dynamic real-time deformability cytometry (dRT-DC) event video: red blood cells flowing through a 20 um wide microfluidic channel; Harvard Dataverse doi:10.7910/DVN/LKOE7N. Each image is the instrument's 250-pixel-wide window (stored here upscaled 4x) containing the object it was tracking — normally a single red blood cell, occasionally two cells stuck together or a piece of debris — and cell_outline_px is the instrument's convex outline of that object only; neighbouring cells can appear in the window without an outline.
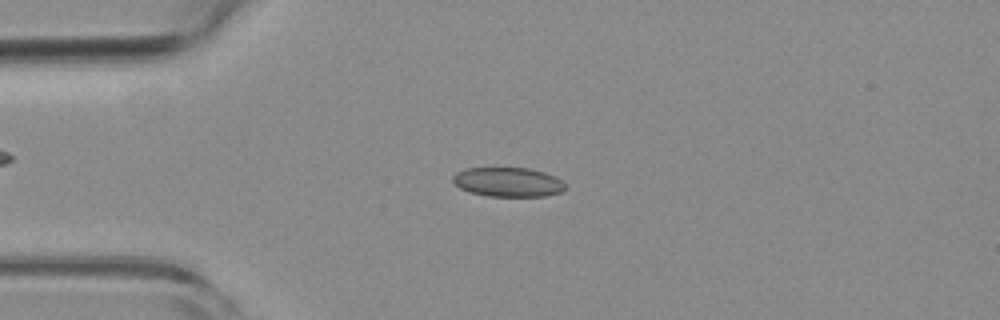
{"species": "common noctule bat (a hibernating species)", "species_latin": "Nyctalus noctula", "temperature_condition": "room temperature", "stored_images_in_passage": 15, "camera_frame_rate_fps": 3000, "um_per_image_px": 0.085, "animal": {"sex": "female", "body_mass_g": 19.3, "forearm_length_mm": 54.1}, "frame": {"image": 1, "passage_image": 1, "time_ms": 0.0, "image_size_px": [1000, 320], "cell_outline_px": [[568, 188], [560, 192], [544, 196], [488, 196], [468, 192], [460, 188], [452, 180], [452, 176], [456, 172], [464, 168], [492, 164], [528, 168], [544, 172], [556, 176]], "centroid_in_image_um": [43.12, 15.41], "position_along_channel_um": 41.9, "area_um2": 20.23}}
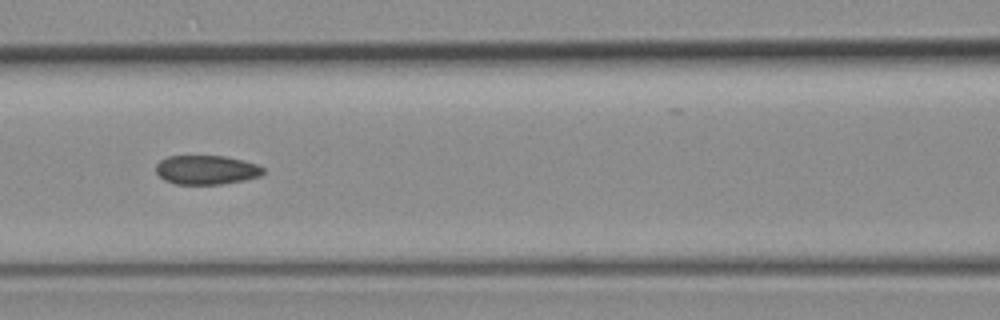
{"frame": {"image": 2, "passage_image": 11, "time_ms": 3.333, "image_size_px": [1000, 320], "cell_outline_px": [[264, 172], [260, 176], [244, 180], [220, 184], [176, 184], [164, 180], [156, 172], [156, 164], [160, 160], [168, 156], [224, 156], [244, 160], [256, 164], [264, 168]], "centroid_in_image_um": [17.54, 14.43], "position_along_channel_um": 149.1, "area_um2": 18.21}}
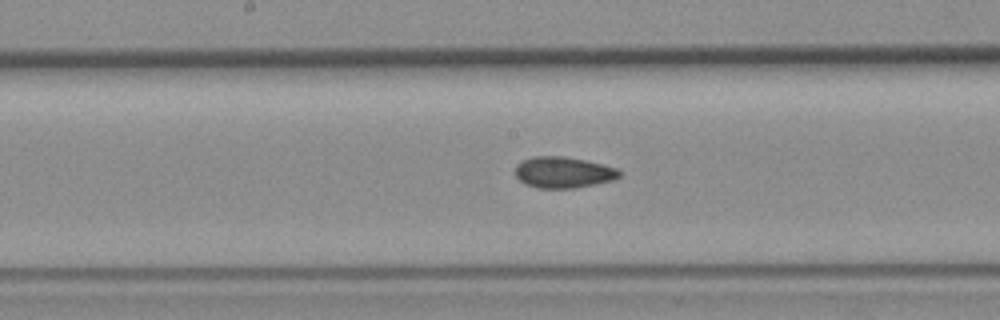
{"frame": {"image": 3, "passage_image": 15, "time_ms": 4.667, "image_size_px": [1000, 320], "cell_outline_px": [[620, 176], [616, 180], [576, 188], [536, 188], [524, 184], [516, 176], [516, 164], [532, 156], [564, 156], [604, 164], [616, 168], [620, 172]], "centroid_in_image_um": [47.89, 14.66], "position_along_channel_um": 200.3, "area_um2": 19.07}}